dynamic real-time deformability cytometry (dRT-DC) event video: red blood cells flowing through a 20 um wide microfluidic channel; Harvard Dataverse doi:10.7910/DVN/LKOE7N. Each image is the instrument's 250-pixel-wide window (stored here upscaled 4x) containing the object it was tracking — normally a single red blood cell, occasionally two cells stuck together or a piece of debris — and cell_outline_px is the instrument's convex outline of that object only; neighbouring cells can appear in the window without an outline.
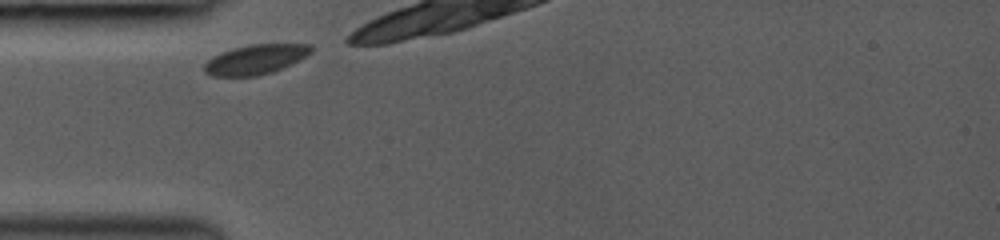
{"species": "common noctule bat (a hibernating species)", "species_latin": "Nyctalus noctula", "temperature_condition": "room temperature", "stored_images_in_passage": 19, "camera_frame_rate_fps": 3000, "um_per_image_px": 0.085, "animal": {"sex": "female", "body_mass_g": 19.0, "forearm_length_mm": 53.3}, "frame": {"image": 1, "passage_image": 1, "time_ms": 0.0, "image_size_px": [1000, 240], "cell_outline_px": [[312, 52], [272, 72], [256, 76], [212, 76], [204, 72], [204, 64], [212, 56], [248, 44], [312, 44]], "centroid_in_image_um": [21.68, 5.05], "position_along_channel_um": 63.3, "area_um2": 18.09}}
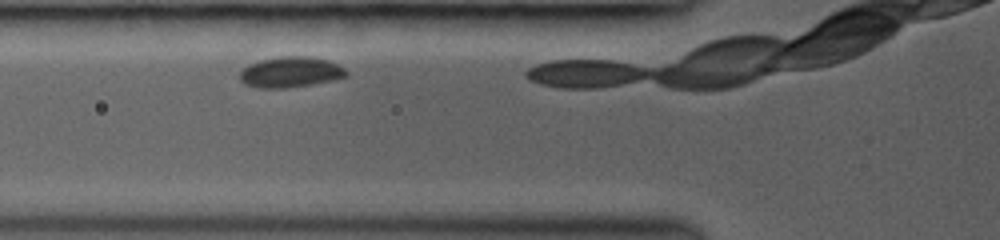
{"frame": {"image": 2, "passage_image": 4, "time_ms": 1.0, "image_size_px": [1000, 240], "cell_outline_px": [[348, 76], [332, 80], [312, 84], [284, 88], [260, 88], [244, 84], [240, 80], [240, 72], [248, 64], [260, 60], [280, 56], [308, 56], [328, 60], [344, 68], [348, 72]], "centroid_in_image_um": [24.69, 6.12], "position_along_channel_um": 101.1, "area_um2": 19.02}}